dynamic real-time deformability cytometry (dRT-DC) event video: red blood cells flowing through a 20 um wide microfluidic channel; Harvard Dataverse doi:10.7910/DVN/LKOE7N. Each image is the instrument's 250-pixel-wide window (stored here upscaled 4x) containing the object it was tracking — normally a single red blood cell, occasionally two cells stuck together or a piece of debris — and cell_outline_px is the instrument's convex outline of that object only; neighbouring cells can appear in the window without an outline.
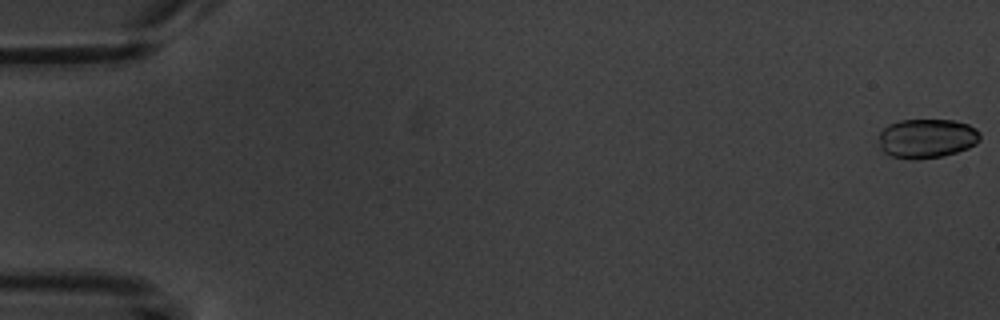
{"species": "common noctule bat (a hibernating species)", "species_latin": "Nyctalus noctula", "temperature_condition": "warm", "stored_images_in_passage": 4, "camera_frame_rate_fps": 3000, "um_per_image_px": 0.085, "animal": {"sex": "male", "body_mass_g": 20.1, "forearm_length_mm": 53.5}, "frame": {"image": 1, "passage_image": 1, "time_ms": 0.0, "image_size_px": [1000, 320], "cell_outline_px": [[980, 140], [976, 144], [968, 148], [944, 156], [916, 160], [912, 160], [892, 156], [884, 152], [880, 148], [880, 132], [888, 124], [900, 120], [952, 120], [968, 124], [976, 128], [980, 132]], "centroid_in_image_um": [78.79, 11.77], "position_along_channel_um": 6.2, "area_um2": 23.35}}